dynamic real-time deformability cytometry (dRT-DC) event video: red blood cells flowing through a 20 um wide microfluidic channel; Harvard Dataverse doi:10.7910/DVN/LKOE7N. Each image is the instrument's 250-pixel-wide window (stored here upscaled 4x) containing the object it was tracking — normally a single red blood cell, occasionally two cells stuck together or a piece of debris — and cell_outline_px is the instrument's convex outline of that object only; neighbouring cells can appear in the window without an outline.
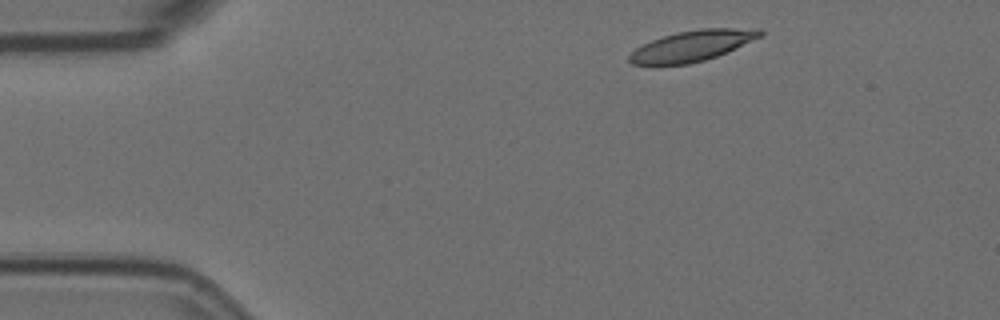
{"species": "Egyptian fruit bat (a non-hibernating species)", "species_latin": "Rousettus aegyptiacus", "temperature_condition": "room temperature", "stored_images_in_passage": 4, "camera_frame_rate_fps": 3000, "um_per_image_px": 0.085, "animal": {"sex": "female"}, "frame": {"image": 1, "passage_image": 1, "time_ms": 0.0, "image_size_px": [1000, 320], "cell_outline_px": [[764, 36], [716, 56], [704, 60], [688, 64], [632, 64], [628, 60], [628, 56], [636, 48], [652, 40], [676, 32], [700, 28], [760, 28], [764, 32]], "centroid_in_image_um": [58.89, 3.87], "position_along_channel_um": 26.1, "area_um2": 23.29}}